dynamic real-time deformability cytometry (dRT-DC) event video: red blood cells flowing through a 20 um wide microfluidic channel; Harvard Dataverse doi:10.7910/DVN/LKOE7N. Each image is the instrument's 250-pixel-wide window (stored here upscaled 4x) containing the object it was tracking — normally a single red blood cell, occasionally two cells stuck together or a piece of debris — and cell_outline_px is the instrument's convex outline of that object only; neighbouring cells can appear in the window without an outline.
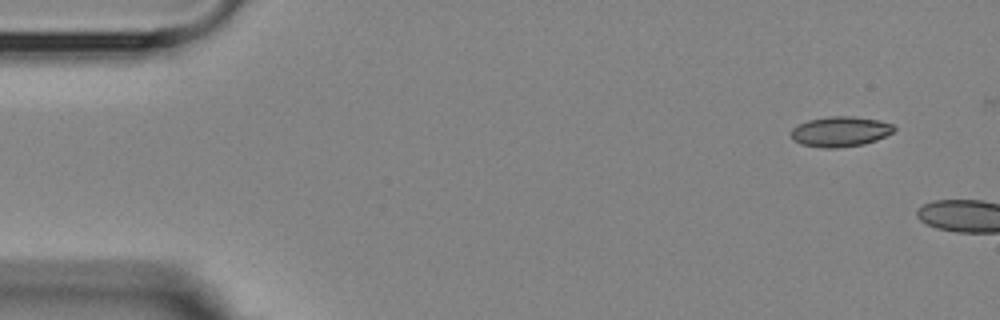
{"species": "Egyptian fruit bat (a non-hibernating species)", "species_latin": "Rousettus aegyptiacus", "temperature_condition": "room temperature", "stored_images_in_passage": 2, "camera_frame_rate_fps": 3000, "um_per_image_px": 0.085, "animal": {"sex": "female"}, "frame": {"image": 1, "passage_image": 1, "time_ms": 0.0, "image_size_px": [1000, 320], "cell_outline_px": [[896, 128], [892, 132], [876, 140], [864, 144], [836, 148], [824, 148], [800, 144], [792, 140], [792, 128], [796, 124], [808, 120], [828, 116], [852, 116], [880, 120], [892, 124]], "centroid_in_image_um": [71.39, 11.18], "position_along_channel_um": 13.6, "area_um2": 18.21}}